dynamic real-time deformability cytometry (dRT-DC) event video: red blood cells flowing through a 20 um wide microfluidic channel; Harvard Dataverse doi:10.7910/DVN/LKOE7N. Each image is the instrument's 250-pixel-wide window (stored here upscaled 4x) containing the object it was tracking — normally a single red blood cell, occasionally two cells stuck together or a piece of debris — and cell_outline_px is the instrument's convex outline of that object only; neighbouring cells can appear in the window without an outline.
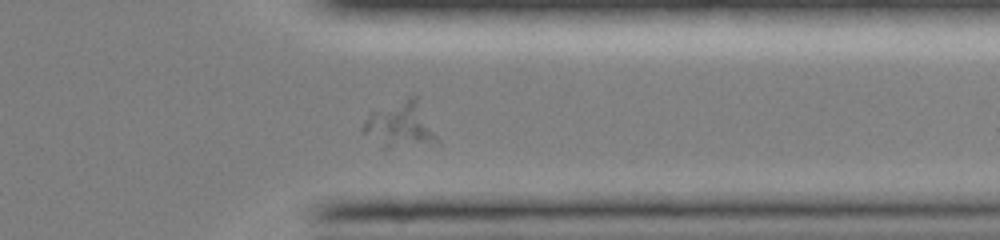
{"species": "common noctule bat (a hibernating species)", "species_latin": "Nyctalus noctula", "temperature_condition": "room temperature", "stored_images_in_passage": 42, "segment_of_instrument_passage": [2, 3], "camera_frame_rate_fps": 3000, "um_per_image_px": 0.085, "animal": {"sex": "female", "body_mass_g": 19.0, "forearm_length_mm": 51.5}, "frame": {"image": 1, "passage_image": 32, "time_ms": 10.333, "image_size_px": [1000, 240], "cell_outline_px": [[440, 140], [388, 148], [384, 148], [364, 132], [360, 128], [372, 112], [408, 96], [416, 96]], "centroid_in_image_um": [34.01, 10.58], "position_along_channel_um": 377.4, "area_um2": 18.9}}
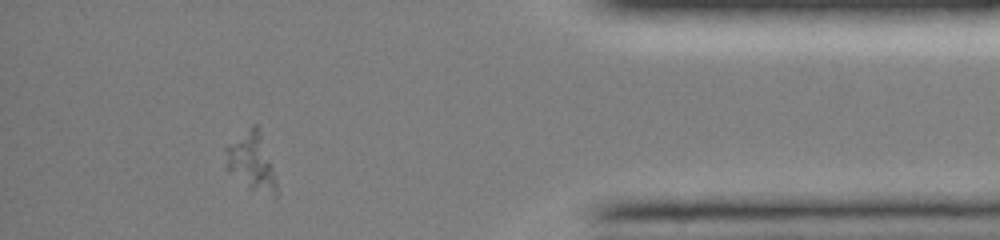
{"frame": {"image": 2, "passage_image": 37, "time_ms": 12.0, "image_size_px": [1000, 240], "cell_outline_px": [[276, 200], [252, 188], [228, 172], [224, 148], [228, 144], [252, 124], [256, 124], [272, 168], [276, 180]], "centroid_in_image_um": [21.35, 13.76], "position_along_channel_um": 413.8, "area_um2": 16.53}}